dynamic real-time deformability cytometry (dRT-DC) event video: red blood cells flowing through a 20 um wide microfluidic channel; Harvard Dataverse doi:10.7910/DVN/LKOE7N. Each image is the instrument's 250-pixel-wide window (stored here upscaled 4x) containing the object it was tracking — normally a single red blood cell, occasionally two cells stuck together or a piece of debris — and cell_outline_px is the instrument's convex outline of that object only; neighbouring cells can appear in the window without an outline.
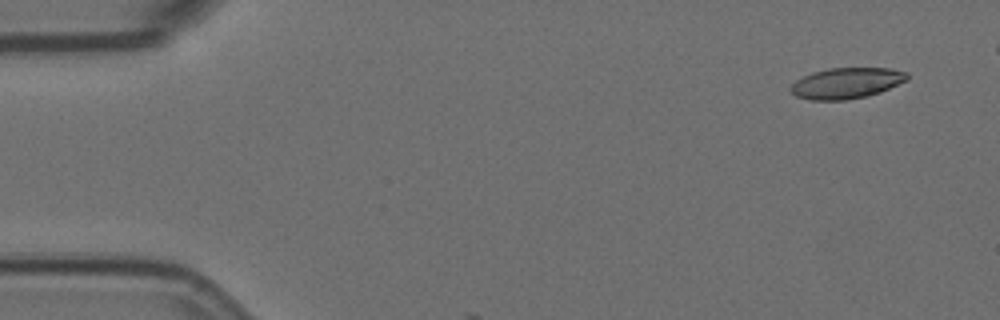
{"species": "Egyptian fruit bat (a non-hibernating species)", "species_latin": "Rousettus aegyptiacus", "temperature_condition": "room temperature", "stored_images_in_passage": 2, "camera_frame_rate_fps": 3000, "um_per_image_px": 0.085, "animal": {"sex": "female"}, "frame": {"image": 1, "passage_image": 1, "time_ms": 0.0, "image_size_px": [1000, 320], "cell_outline_px": [[908, 80], [880, 92], [868, 96], [844, 100], [808, 100], [796, 96], [788, 88], [796, 80], [812, 72], [828, 68], [888, 68], [908, 72]], "centroid_in_image_um": [71.94, 7.07], "position_along_channel_um": 13.1, "area_um2": 21.04}}